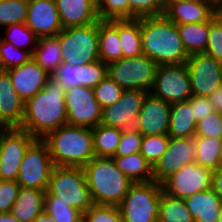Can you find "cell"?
<instances>
[{
  "mask_svg": "<svg viewBox=\"0 0 222 222\" xmlns=\"http://www.w3.org/2000/svg\"><path fill=\"white\" fill-rule=\"evenodd\" d=\"M116 167L132 182H149L154 180L153 167L140 153L126 156H113Z\"/></svg>",
  "mask_w": 222,
  "mask_h": 222,
  "instance_id": "obj_28",
  "label": "cell"
},
{
  "mask_svg": "<svg viewBox=\"0 0 222 222\" xmlns=\"http://www.w3.org/2000/svg\"><path fill=\"white\" fill-rule=\"evenodd\" d=\"M150 93L169 104L187 101L192 92L186 63L158 65Z\"/></svg>",
  "mask_w": 222,
  "mask_h": 222,
  "instance_id": "obj_11",
  "label": "cell"
},
{
  "mask_svg": "<svg viewBox=\"0 0 222 222\" xmlns=\"http://www.w3.org/2000/svg\"><path fill=\"white\" fill-rule=\"evenodd\" d=\"M99 20L129 19L128 0H97Z\"/></svg>",
  "mask_w": 222,
  "mask_h": 222,
  "instance_id": "obj_41",
  "label": "cell"
},
{
  "mask_svg": "<svg viewBox=\"0 0 222 222\" xmlns=\"http://www.w3.org/2000/svg\"><path fill=\"white\" fill-rule=\"evenodd\" d=\"M186 66L193 96L209 97L222 85V63L205 53L189 55Z\"/></svg>",
  "mask_w": 222,
  "mask_h": 222,
  "instance_id": "obj_14",
  "label": "cell"
},
{
  "mask_svg": "<svg viewBox=\"0 0 222 222\" xmlns=\"http://www.w3.org/2000/svg\"><path fill=\"white\" fill-rule=\"evenodd\" d=\"M25 101L18 95L9 74L0 72V128L20 127Z\"/></svg>",
  "mask_w": 222,
  "mask_h": 222,
  "instance_id": "obj_22",
  "label": "cell"
},
{
  "mask_svg": "<svg viewBox=\"0 0 222 222\" xmlns=\"http://www.w3.org/2000/svg\"><path fill=\"white\" fill-rule=\"evenodd\" d=\"M65 89L51 76L45 86L25 101L19 128L42 139L50 131L67 124Z\"/></svg>",
  "mask_w": 222,
  "mask_h": 222,
  "instance_id": "obj_1",
  "label": "cell"
},
{
  "mask_svg": "<svg viewBox=\"0 0 222 222\" xmlns=\"http://www.w3.org/2000/svg\"><path fill=\"white\" fill-rule=\"evenodd\" d=\"M99 58L108 64L122 58L119 40V19L98 20Z\"/></svg>",
  "mask_w": 222,
  "mask_h": 222,
  "instance_id": "obj_26",
  "label": "cell"
},
{
  "mask_svg": "<svg viewBox=\"0 0 222 222\" xmlns=\"http://www.w3.org/2000/svg\"><path fill=\"white\" fill-rule=\"evenodd\" d=\"M192 162H195L194 137H169L166 151L153 166L154 181L162 183L170 175Z\"/></svg>",
  "mask_w": 222,
  "mask_h": 222,
  "instance_id": "obj_16",
  "label": "cell"
},
{
  "mask_svg": "<svg viewBox=\"0 0 222 222\" xmlns=\"http://www.w3.org/2000/svg\"><path fill=\"white\" fill-rule=\"evenodd\" d=\"M32 58L51 75L63 62L59 38L57 36L38 38Z\"/></svg>",
  "mask_w": 222,
  "mask_h": 222,
  "instance_id": "obj_29",
  "label": "cell"
},
{
  "mask_svg": "<svg viewBox=\"0 0 222 222\" xmlns=\"http://www.w3.org/2000/svg\"><path fill=\"white\" fill-rule=\"evenodd\" d=\"M25 25L38 37L56 36L62 23L55 0H28Z\"/></svg>",
  "mask_w": 222,
  "mask_h": 222,
  "instance_id": "obj_19",
  "label": "cell"
},
{
  "mask_svg": "<svg viewBox=\"0 0 222 222\" xmlns=\"http://www.w3.org/2000/svg\"><path fill=\"white\" fill-rule=\"evenodd\" d=\"M211 188L218 194L222 200V166L213 170Z\"/></svg>",
  "mask_w": 222,
  "mask_h": 222,
  "instance_id": "obj_49",
  "label": "cell"
},
{
  "mask_svg": "<svg viewBox=\"0 0 222 222\" xmlns=\"http://www.w3.org/2000/svg\"><path fill=\"white\" fill-rule=\"evenodd\" d=\"M219 156H220V161H221V166H222V140H221V147L219 151Z\"/></svg>",
  "mask_w": 222,
  "mask_h": 222,
  "instance_id": "obj_54",
  "label": "cell"
},
{
  "mask_svg": "<svg viewBox=\"0 0 222 222\" xmlns=\"http://www.w3.org/2000/svg\"><path fill=\"white\" fill-rule=\"evenodd\" d=\"M147 93L141 90H124L118 101L102 109L100 124L115 127L121 131L135 129L137 117Z\"/></svg>",
  "mask_w": 222,
  "mask_h": 222,
  "instance_id": "obj_15",
  "label": "cell"
},
{
  "mask_svg": "<svg viewBox=\"0 0 222 222\" xmlns=\"http://www.w3.org/2000/svg\"><path fill=\"white\" fill-rule=\"evenodd\" d=\"M171 104L153 96L150 92L144 97L137 117L138 130L142 136L167 134L170 122Z\"/></svg>",
  "mask_w": 222,
  "mask_h": 222,
  "instance_id": "obj_18",
  "label": "cell"
},
{
  "mask_svg": "<svg viewBox=\"0 0 222 222\" xmlns=\"http://www.w3.org/2000/svg\"><path fill=\"white\" fill-rule=\"evenodd\" d=\"M0 56L3 71H7L28 62L32 54L24 49L17 48L12 43L0 39Z\"/></svg>",
  "mask_w": 222,
  "mask_h": 222,
  "instance_id": "obj_39",
  "label": "cell"
},
{
  "mask_svg": "<svg viewBox=\"0 0 222 222\" xmlns=\"http://www.w3.org/2000/svg\"><path fill=\"white\" fill-rule=\"evenodd\" d=\"M6 72L9 74L16 92L24 101L43 89L50 77V74L41 68L33 58Z\"/></svg>",
  "mask_w": 222,
  "mask_h": 222,
  "instance_id": "obj_21",
  "label": "cell"
},
{
  "mask_svg": "<svg viewBox=\"0 0 222 222\" xmlns=\"http://www.w3.org/2000/svg\"><path fill=\"white\" fill-rule=\"evenodd\" d=\"M195 136L222 138V113L213 111L197 123Z\"/></svg>",
  "mask_w": 222,
  "mask_h": 222,
  "instance_id": "obj_45",
  "label": "cell"
},
{
  "mask_svg": "<svg viewBox=\"0 0 222 222\" xmlns=\"http://www.w3.org/2000/svg\"><path fill=\"white\" fill-rule=\"evenodd\" d=\"M33 222H55L45 211L41 213Z\"/></svg>",
  "mask_w": 222,
  "mask_h": 222,
  "instance_id": "obj_53",
  "label": "cell"
},
{
  "mask_svg": "<svg viewBox=\"0 0 222 222\" xmlns=\"http://www.w3.org/2000/svg\"><path fill=\"white\" fill-rule=\"evenodd\" d=\"M204 53L222 63V25L215 16L209 21L208 41Z\"/></svg>",
  "mask_w": 222,
  "mask_h": 222,
  "instance_id": "obj_44",
  "label": "cell"
},
{
  "mask_svg": "<svg viewBox=\"0 0 222 222\" xmlns=\"http://www.w3.org/2000/svg\"><path fill=\"white\" fill-rule=\"evenodd\" d=\"M3 71V66H2V62H1V56H0V72Z\"/></svg>",
  "mask_w": 222,
  "mask_h": 222,
  "instance_id": "obj_57",
  "label": "cell"
},
{
  "mask_svg": "<svg viewBox=\"0 0 222 222\" xmlns=\"http://www.w3.org/2000/svg\"><path fill=\"white\" fill-rule=\"evenodd\" d=\"M119 40L122 49V58L143 55L141 18L119 19Z\"/></svg>",
  "mask_w": 222,
  "mask_h": 222,
  "instance_id": "obj_30",
  "label": "cell"
},
{
  "mask_svg": "<svg viewBox=\"0 0 222 222\" xmlns=\"http://www.w3.org/2000/svg\"><path fill=\"white\" fill-rule=\"evenodd\" d=\"M179 36L188 55L204 53L208 41L209 21L177 25Z\"/></svg>",
  "mask_w": 222,
  "mask_h": 222,
  "instance_id": "obj_31",
  "label": "cell"
},
{
  "mask_svg": "<svg viewBox=\"0 0 222 222\" xmlns=\"http://www.w3.org/2000/svg\"><path fill=\"white\" fill-rule=\"evenodd\" d=\"M142 134L136 130L122 131V136L114 156H126L140 152Z\"/></svg>",
  "mask_w": 222,
  "mask_h": 222,
  "instance_id": "obj_46",
  "label": "cell"
},
{
  "mask_svg": "<svg viewBox=\"0 0 222 222\" xmlns=\"http://www.w3.org/2000/svg\"><path fill=\"white\" fill-rule=\"evenodd\" d=\"M172 1H178V0H163L164 6H166L167 4H169Z\"/></svg>",
  "mask_w": 222,
  "mask_h": 222,
  "instance_id": "obj_55",
  "label": "cell"
},
{
  "mask_svg": "<svg viewBox=\"0 0 222 222\" xmlns=\"http://www.w3.org/2000/svg\"><path fill=\"white\" fill-rule=\"evenodd\" d=\"M211 1H213L214 3H217V2H220L222 0H211Z\"/></svg>",
  "mask_w": 222,
  "mask_h": 222,
  "instance_id": "obj_58",
  "label": "cell"
},
{
  "mask_svg": "<svg viewBox=\"0 0 222 222\" xmlns=\"http://www.w3.org/2000/svg\"><path fill=\"white\" fill-rule=\"evenodd\" d=\"M83 169L93 204L118 206L134 183L116 167L113 158L94 157Z\"/></svg>",
  "mask_w": 222,
  "mask_h": 222,
  "instance_id": "obj_4",
  "label": "cell"
},
{
  "mask_svg": "<svg viewBox=\"0 0 222 222\" xmlns=\"http://www.w3.org/2000/svg\"><path fill=\"white\" fill-rule=\"evenodd\" d=\"M44 211L50 215L55 222H80L82 214L79 210L67 206L62 201H57V197L45 192Z\"/></svg>",
  "mask_w": 222,
  "mask_h": 222,
  "instance_id": "obj_36",
  "label": "cell"
},
{
  "mask_svg": "<svg viewBox=\"0 0 222 222\" xmlns=\"http://www.w3.org/2000/svg\"><path fill=\"white\" fill-rule=\"evenodd\" d=\"M28 0H3L0 2V30L3 27L25 23Z\"/></svg>",
  "mask_w": 222,
  "mask_h": 222,
  "instance_id": "obj_37",
  "label": "cell"
},
{
  "mask_svg": "<svg viewBox=\"0 0 222 222\" xmlns=\"http://www.w3.org/2000/svg\"><path fill=\"white\" fill-rule=\"evenodd\" d=\"M185 202L195 222H218L222 200L212 188L186 197Z\"/></svg>",
  "mask_w": 222,
  "mask_h": 222,
  "instance_id": "obj_24",
  "label": "cell"
},
{
  "mask_svg": "<svg viewBox=\"0 0 222 222\" xmlns=\"http://www.w3.org/2000/svg\"><path fill=\"white\" fill-rule=\"evenodd\" d=\"M158 65L148 56L121 58L107 64V75L124 90L150 92Z\"/></svg>",
  "mask_w": 222,
  "mask_h": 222,
  "instance_id": "obj_8",
  "label": "cell"
},
{
  "mask_svg": "<svg viewBox=\"0 0 222 222\" xmlns=\"http://www.w3.org/2000/svg\"><path fill=\"white\" fill-rule=\"evenodd\" d=\"M36 139L19 127L0 128V180H17L26 150Z\"/></svg>",
  "mask_w": 222,
  "mask_h": 222,
  "instance_id": "obj_10",
  "label": "cell"
},
{
  "mask_svg": "<svg viewBox=\"0 0 222 222\" xmlns=\"http://www.w3.org/2000/svg\"><path fill=\"white\" fill-rule=\"evenodd\" d=\"M63 28L85 26L99 20L97 0H55Z\"/></svg>",
  "mask_w": 222,
  "mask_h": 222,
  "instance_id": "obj_23",
  "label": "cell"
},
{
  "mask_svg": "<svg viewBox=\"0 0 222 222\" xmlns=\"http://www.w3.org/2000/svg\"><path fill=\"white\" fill-rule=\"evenodd\" d=\"M20 187L15 180H0V213L10 212L18 197Z\"/></svg>",
  "mask_w": 222,
  "mask_h": 222,
  "instance_id": "obj_47",
  "label": "cell"
},
{
  "mask_svg": "<svg viewBox=\"0 0 222 222\" xmlns=\"http://www.w3.org/2000/svg\"><path fill=\"white\" fill-rule=\"evenodd\" d=\"M62 60L72 65H85L99 58L98 21L85 26L63 28L57 35Z\"/></svg>",
  "mask_w": 222,
  "mask_h": 222,
  "instance_id": "obj_7",
  "label": "cell"
},
{
  "mask_svg": "<svg viewBox=\"0 0 222 222\" xmlns=\"http://www.w3.org/2000/svg\"><path fill=\"white\" fill-rule=\"evenodd\" d=\"M0 222H20L10 212L0 213Z\"/></svg>",
  "mask_w": 222,
  "mask_h": 222,
  "instance_id": "obj_51",
  "label": "cell"
},
{
  "mask_svg": "<svg viewBox=\"0 0 222 222\" xmlns=\"http://www.w3.org/2000/svg\"><path fill=\"white\" fill-rule=\"evenodd\" d=\"M45 192L31 187H20L10 213L20 222H33L44 212Z\"/></svg>",
  "mask_w": 222,
  "mask_h": 222,
  "instance_id": "obj_25",
  "label": "cell"
},
{
  "mask_svg": "<svg viewBox=\"0 0 222 222\" xmlns=\"http://www.w3.org/2000/svg\"><path fill=\"white\" fill-rule=\"evenodd\" d=\"M187 101L191 104L197 123L214 111L208 97L192 95Z\"/></svg>",
  "mask_w": 222,
  "mask_h": 222,
  "instance_id": "obj_48",
  "label": "cell"
},
{
  "mask_svg": "<svg viewBox=\"0 0 222 222\" xmlns=\"http://www.w3.org/2000/svg\"><path fill=\"white\" fill-rule=\"evenodd\" d=\"M50 76L65 90L75 86L95 88L107 76V64L101 60L85 65L62 62Z\"/></svg>",
  "mask_w": 222,
  "mask_h": 222,
  "instance_id": "obj_17",
  "label": "cell"
},
{
  "mask_svg": "<svg viewBox=\"0 0 222 222\" xmlns=\"http://www.w3.org/2000/svg\"><path fill=\"white\" fill-rule=\"evenodd\" d=\"M84 222H123L118 206L93 204L82 214Z\"/></svg>",
  "mask_w": 222,
  "mask_h": 222,
  "instance_id": "obj_43",
  "label": "cell"
},
{
  "mask_svg": "<svg viewBox=\"0 0 222 222\" xmlns=\"http://www.w3.org/2000/svg\"><path fill=\"white\" fill-rule=\"evenodd\" d=\"M218 222H222V207H221V213H220V216H219Z\"/></svg>",
  "mask_w": 222,
  "mask_h": 222,
  "instance_id": "obj_56",
  "label": "cell"
},
{
  "mask_svg": "<svg viewBox=\"0 0 222 222\" xmlns=\"http://www.w3.org/2000/svg\"><path fill=\"white\" fill-rule=\"evenodd\" d=\"M197 122L191 104L188 101L171 104L170 122L167 135L174 138L195 136Z\"/></svg>",
  "mask_w": 222,
  "mask_h": 222,
  "instance_id": "obj_27",
  "label": "cell"
},
{
  "mask_svg": "<svg viewBox=\"0 0 222 222\" xmlns=\"http://www.w3.org/2000/svg\"><path fill=\"white\" fill-rule=\"evenodd\" d=\"M129 19L163 15V0H128Z\"/></svg>",
  "mask_w": 222,
  "mask_h": 222,
  "instance_id": "obj_42",
  "label": "cell"
},
{
  "mask_svg": "<svg viewBox=\"0 0 222 222\" xmlns=\"http://www.w3.org/2000/svg\"><path fill=\"white\" fill-rule=\"evenodd\" d=\"M141 43L143 55L157 65L182 64L189 57L177 24L164 15L141 17Z\"/></svg>",
  "mask_w": 222,
  "mask_h": 222,
  "instance_id": "obj_2",
  "label": "cell"
},
{
  "mask_svg": "<svg viewBox=\"0 0 222 222\" xmlns=\"http://www.w3.org/2000/svg\"><path fill=\"white\" fill-rule=\"evenodd\" d=\"M54 167L47 144L37 138L26 150L16 181L22 187L46 191Z\"/></svg>",
  "mask_w": 222,
  "mask_h": 222,
  "instance_id": "obj_9",
  "label": "cell"
},
{
  "mask_svg": "<svg viewBox=\"0 0 222 222\" xmlns=\"http://www.w3.org/2000/svg\"><path fill=\"white\" fill-rule=\"evenodd\" d=\"M47 144L54 166L84 167L95 157L92 128L63 125L47 133Z\"/></svg>",
  "mask_w": 222,
  "mask_h": 222,
  "instance_id": "obj_3",
  "label": "cell"
},
{
  "mask_svg": "<svg viewBox=\"0 0 222 222\" xmlns=\"http://www.w3.org/2000/svg\"><path fill=\"white\" fill-rule=\"evenodd\" d=\"M168 142L167 134L143 136L140 153L153 167L166 151Z\"/></svg>",
  "mask_w": 222,
  "mask_h": 222,
  "instance_id": "obj_38",
  "label": "cell"
},
{
  "mask_svg": "<svg viewBox=\"0 0 222 222\" xmlns=\"http://www.w3.org/2000/svg\"><path fill=\"white\" fill-rule=\"evenodd\" d=\"M158 222H195L185 199L161 193Z\"/></svg>",
  "mask_w": 222,
  "mask_h": 222,
  "instance_id": "obj_32",
  "label": "cell"
},
{
  "mask_svg": "<svg viewBox=\"0 0 222 222\" xmlns=\"http://www.w3.org/2000/svg\"><path fill=\"white\" fill-rule=\"evenodd\" d=\"M208 98L214 111L222 113V85L211 93Z\"/></svg>",
  "mask_w": 222,
  "mask_h": 222,
  "instance_id": "obj_50",
  "label": "cell"
},
{
  "mask_svg": "<svg viewBox=\"0 0 222 222\" xmlns=\"http://www.w3.org/2000/svg\"><path fill=\"white\" fill-rule=\"evenodd\" d=\"M94 92L96 101L103 109L118 101L124 89L107 75L97 84L94 88Z\"/></svg>",
  "mask_w": 222,
  "mask_h": 222,
  "instance_id": "obj_40",
  "label": "cell"
},
{
  "mask_svg": "<svg viewBox=\"0 0 222 222\" xmlns=\"http://www.w3.org/2000/svg\"><path fill=\"white\" fill-rule=\"evenodd\" d=\"M92 132L95 157L112 158L117 151L122 131L115 127L98 124L92 128Z\"/></svg>",
  "mask_w": 222,
  "mask_h": 222,
  "instance_id": "obj_33",
  "label": "cell"
},
{
  "mask_svg": "<svg viewBox=\"0 0 222 222\" xmlns=\"http://www.w3.org/2000/svg\"><path fill=\"white\" fill-rule=\"evenodd\" d=\"M163 15L177 25L202 23L215 16V3L211 0H178L165 6Z\"/></svg>",
  "mask_w": 222,
  "mask_h": 222,
  "instance_id": "obj_20",
  "label": "cell"
},
{
  "mask_svg": "<svg viewBox=\"0 0 222 222\" xmlns=\"http://www.w3.org/2000/svg\"><path fill=\"white\" fill-rule=\"evenodd\" d=\"M4 29V33L0 35L2 41L12 43L17 48L24 49L33 54L38 37L25 23H15L4 27Z\"/></svg>",
  "mask_w": 222,
  "mask_h": 222,
  "instance_id": "obj_35",
  "label": "cell"
},
{
  "mask_svg": "<svg viewBox=\"0 0 222 222\" xmlns=\"http://www.w3.org/2000/svg\"><path fill=\"white\" fill-rule=\"evenodd\" d=\"M67 124L94 128L101 122L102 107L94 88L75 86L65 91Z\"/></svg>",
  "mask_w": 222,
  "mask_h": 222,
  "instance_id": "obj_12",
  "label": "cell"
},
{
  "mask_svg": "<svg viewBox=\"0 0 222 222\" xmlns=\"http://www.w3.org/2000/svg\"><path fill=\"white\" fill-rule=\"evenodd\" d=\"M215 18L222 25V1L215 3Z\"/></svg>",
  "mask_w": 222,
  "mask_h": 222,
  "instance_id": "obj_52",
  "label": "cell"
},
{
  "mask_svg": "<svg viewBox=\"0 0 222 222\" xmlns=\"http://www.w3.org/2000/svg\"><path fill=\"white\" fill-rule=\"evenodd\" d=\"M213 170L196 162L183 166L170 175L161 184L163 191L171 196L185 199L200 191H207L212 186Z\"/></svg>",
  "mask_w": 222,
  "mask_h": 222,
  "instance_id": "obj_13",
  "label": "cell"
},
{
  "mask_svg": "<svg viewBox=\"0 0 222 222\" xmlns=\"http://www.w3.org/2000/svg\"><path fill=\"white\" fill-rule=\"evenodd\" d=\"M46 191L81 213L93 205L83 167L55 166Z\"/></svg>",
  "mask_w": 222,
  "mask_h": 222,
  "instance_id": "obj_5",
  "label": "cell"
},
{
  "mask_svg": "<svg viewBox=\"0 0 222 222\" xmlns=\"http://www.w3.org/2000/svg\"><path fill=\"white\" fill-rule=\"evenodd\" d=\"M221 140L222 138L194 136L195 162L211 170L221 167L219 156Z\"/></svg>",
  "mask_w": 222,
  "mask_h": 222,
  "instance_id": "obj_34",
  "label": "cell"
},
{
  "mask_svg": "<svg viewBox=\"0 0 222 222\" xmlns=\"http://www.w3.org/2000/svg\"><path fill=\"white\" fill-rule=\"evenodd\" d=\"M162 184L154 180L136 182L118 205L123 222H158Z\"/></svg>",
  "mask_w": 222,
  "mask_h": 222,
  "instance_id": "obj_6",
  "label": "cell"
}]
</instances>
